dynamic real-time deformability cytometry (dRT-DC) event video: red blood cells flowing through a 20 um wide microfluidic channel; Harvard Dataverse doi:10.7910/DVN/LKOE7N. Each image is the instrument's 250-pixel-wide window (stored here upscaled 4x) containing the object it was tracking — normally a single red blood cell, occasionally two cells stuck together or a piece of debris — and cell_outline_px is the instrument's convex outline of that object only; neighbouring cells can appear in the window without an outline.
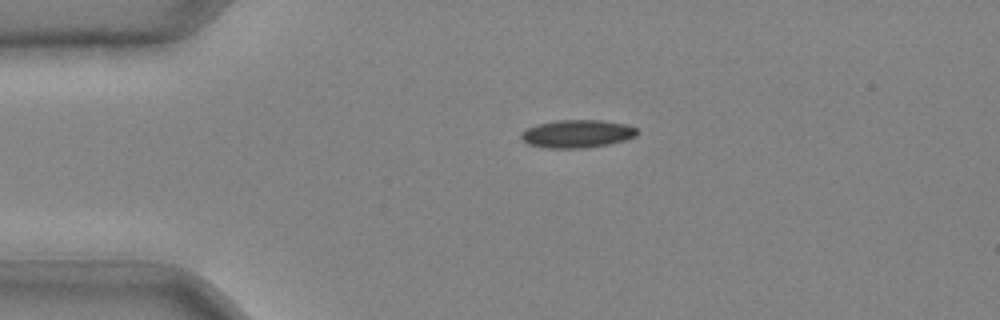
{"species": "common noctule bat (a hibernating species)", "species_latin": "Nyctalus noctula", "temperature_condition": "cold", "stored_images_in_passage": 32, "camera_frame_rate_fps": 3000, "um_per_image_px": 0.085, "animal": {"sex": "male", "body_mass_g": 20.4}, "frame": {"image": 1, "passage_image": 1, "time_ms": 0.0, "image_size_px": [1000, 320], "cell_outline_px": [[640, 132], [636, 136], [624, 140], [608, 144], [584, 148], [548, 148], [528, 144], [520, 136], [520, 132], [528, 128], [540, 124], [556, 120], [600, 120], [624, 124], [636, 128]], "centroid_in_image_um": [49.07, 11.37], "position_along_channel_um": 35.9, "area_um2": 18.73}}
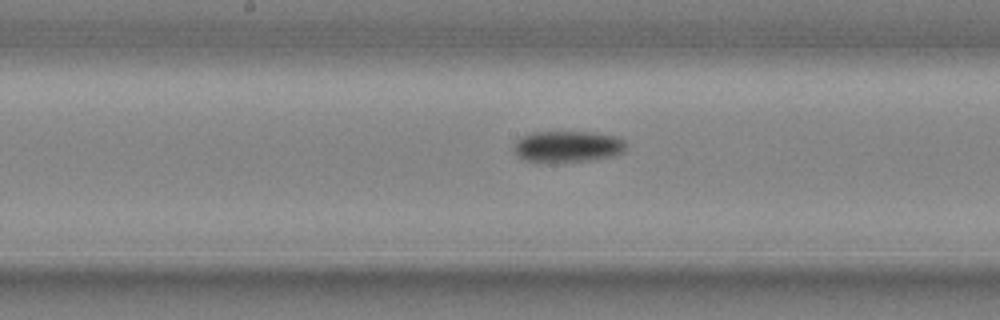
{"frame": {"image": 2, "passage_image": 14, "time_ms": 4.333, "image_size_px": [1000, 320], "cell_outline_px": [[624, 152], [612, 156], [588, 160], [528, 160], [520, 156], [516, 152], [516, 140], [520, 136], [532, 132], [592, 132], [616, 136], [624, 140]], "centroid_in_image_um": [48.29, 12.4], "position_along_channel_um": 199.9, "area_um2": 19.65}}
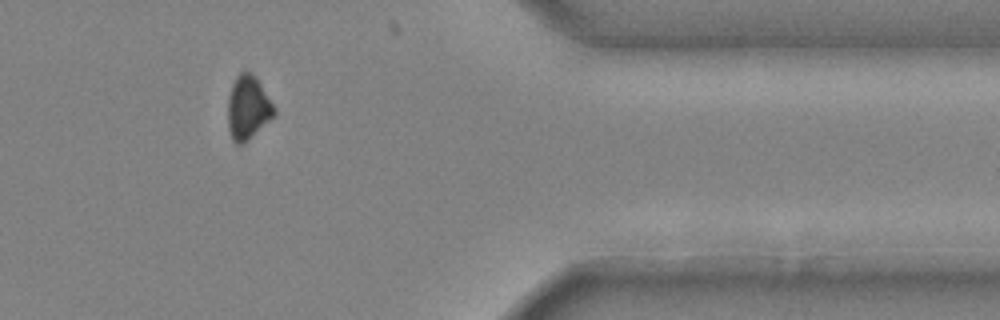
{"frame": {"image": 3, "passage_image": 28, "time_ms": 9.0, "image_size_px": [1000, 320], "cell_outline_px": [[276, 116], [244, 144], [236, 144], [232, 140], [228, 128], [228, 96], [232, 84], [236, 76], [240, 72], [248, 72], [256, 76], [276, 108]], "centroid_in_image_um": [21.09, 9.18], "position_along_channel_um": 390.3, "area_um2": 17.57}}